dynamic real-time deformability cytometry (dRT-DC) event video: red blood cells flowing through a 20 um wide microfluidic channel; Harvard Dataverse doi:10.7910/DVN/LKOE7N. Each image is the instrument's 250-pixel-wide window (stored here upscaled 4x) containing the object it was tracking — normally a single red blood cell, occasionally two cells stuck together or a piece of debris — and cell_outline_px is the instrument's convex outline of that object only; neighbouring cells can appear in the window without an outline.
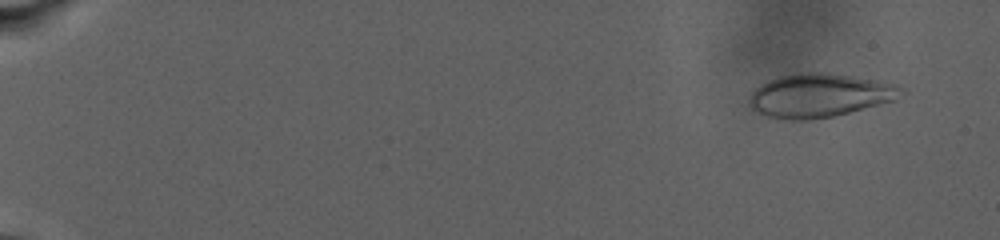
{"species": "human", "species_latin": "Homo sapiens", "temperature_condition": "warm", "stored_images_in_passage": 76, "camera_frame_rate_fps": 3000, "um_per_image_px": 0.085, "donor": {"sex": "male"}, "frame": {"image": 1, "passage_image": 6, "time_ms": 2.0, "image_size_px": [1000, 240], "cell_outline_px": [[908, 92], [896, 100], [832, 116], [808, 120], [788, 120], [768, 116], [752, 108], [748, 104], [748, 100], [752, 92], [756, 88], [768, 80], [780, 76], [808, 72], [824, 72], [876, 80], [896, 84], [904, 88]], "centroid_in_image_um": [69.71, 8.11], "position_along_channel_um": 15.3, "area_um2": 38.44}}
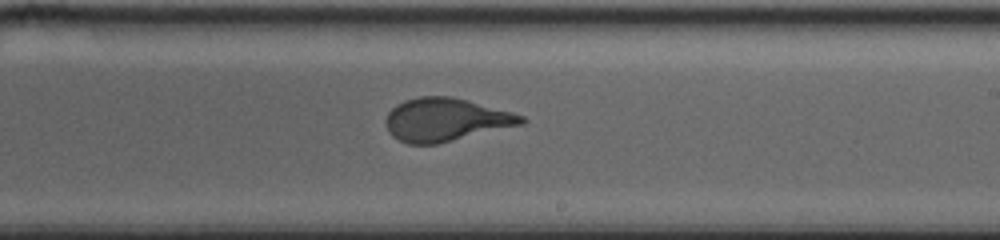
{"frame": {"image": 2, "passage_image": 48, "time_ms": 18.333, "image_size_px": [1000, 240], "cell_outline_px": [[528, 120], [524, 124], [436, 144], [408, 144], [392, 136], [388, 132], [384, 120], [388, 112], [396, 104], [404, 100], [420, 96], [448, 96], [512, 112], [524, 116]], "centroid_in_image_um": [37.85, 10.18], "position_along_channel_um": 251.1, "area_um2": 33.93}}
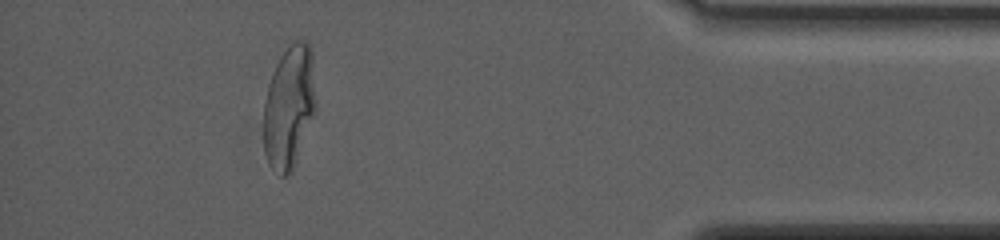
{"frame": {"image": 3, "passage_image": 69, "time_ms": 26.0, "image_size_px": [1000, 240], "cell_outline_px": [[316, 112], [292, 168], [284, 176], [280, 176], [268, 164], [264, 152], [264, 100], [268, 84], [272, 72], [280, 56], [296, 40], [304, 40], [308, 44], [312, 52], [316, 108]], "centroid_in_image_um": [24.57, 9.07], "position_along_channel_um": 410.6, "area_um2": 37.22}, "authors_computed_cell_mechanics": {"area_um2": 35.6626, "velocity_mm_per_s": 2.5663, "shape_relaxation_time_tau1_ms": 7.8389, "shape_relaxation_time_tau2_ms": null, "deformation_change_tau1": 0.2348, "deformation_change_tau2": null}}